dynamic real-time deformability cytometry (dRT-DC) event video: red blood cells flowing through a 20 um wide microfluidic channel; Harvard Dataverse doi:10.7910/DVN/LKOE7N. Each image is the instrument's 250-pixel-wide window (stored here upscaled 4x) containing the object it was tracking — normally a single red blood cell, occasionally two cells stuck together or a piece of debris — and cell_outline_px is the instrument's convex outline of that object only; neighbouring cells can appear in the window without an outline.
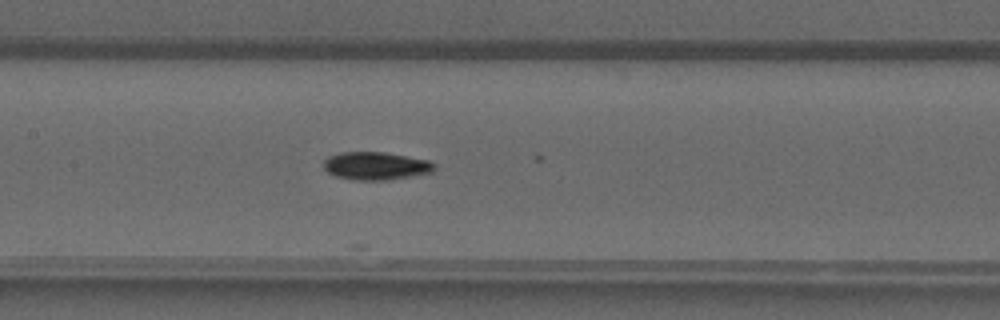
{"species": "common noctule bat (a hibernating species)", "species_latin": "Nyctalus noctula", "temperature_condition": "warm", "stored_images_in_passage": 6, "camera_frame_rate_fps": 3000, "um_per_image_px": 0.085, "animal": {"sex": "male", "forearm_length_mm": 52.5}, "frame": {"image": 1, "passage_image": 6, "time_ms": 6.0, "image_size_px": [1000, 320], "cell_outline_px": [[436, 168], [432, 172], [412, 176], [388, 180], [356, 180], [336, 176], [328, 172], [324, 168], [324, 160], [328, 156], [340, 152], [380, 152], [428, 160], [436, 164]], "centroid_in_image_um": [31.94, 14.1], "position_along_channel_um": 175.5, "area_um2": 17.92}}